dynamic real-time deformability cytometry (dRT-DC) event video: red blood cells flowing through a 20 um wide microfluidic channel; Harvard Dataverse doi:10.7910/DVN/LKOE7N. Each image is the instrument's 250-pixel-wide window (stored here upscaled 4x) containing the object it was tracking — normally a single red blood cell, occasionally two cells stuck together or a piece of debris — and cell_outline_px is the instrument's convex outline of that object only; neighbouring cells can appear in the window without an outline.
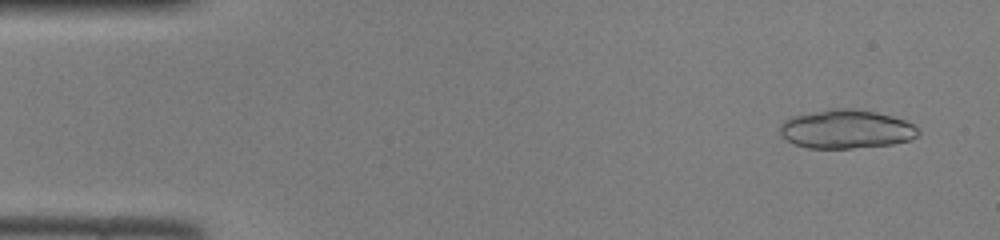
{"species": "common noctule bat (a hibernating species)", "species_latin": "Nyctalus noctula", "temperature_condition": "room temperature", "stored_images_in_passage": 8, "camera_frame_rate_fps": 3000, "um_per_image_px": 0.085, "animal": {"sex": "female", "body_mass_g": 22.0, "forearm_length_mm": 56.7}, "frame": {"image": 1, "passage_image": 3, "time_ms": 0.667, "image_size_px": [1000, 240], "cell_outline_px": [[920, 132], [912, 140], [892, 144], [852, 148], [808, 148], [796, 144], [780, 136], [780, 124], [784, 120], [792, 116], [832, 108], [852, 108], [876, 112], [892, 116], [904, 120], [920, 128]], "centroid_in_image_um": [71.94, 10.97], "position_along_channel_um": 13.1, "area_um2": 31.33}}